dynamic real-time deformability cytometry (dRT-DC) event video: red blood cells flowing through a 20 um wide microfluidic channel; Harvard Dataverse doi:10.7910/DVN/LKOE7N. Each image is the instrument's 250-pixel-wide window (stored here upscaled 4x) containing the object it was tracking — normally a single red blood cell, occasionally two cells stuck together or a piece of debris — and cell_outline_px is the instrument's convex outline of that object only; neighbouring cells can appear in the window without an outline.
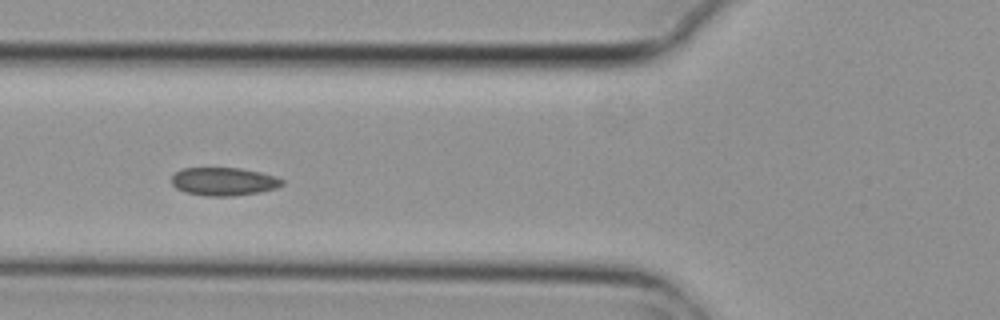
{"species": "common noctule bat (a hibernating species)", "species_latin": "Nyctalus noctula", "temperature_condition": "cold", "stored_images_in_passage": 8, "camera_frame_rate_fps": 3000, "um_per_image_px": 0.085, "animal": {"sex": "female", "body_mass_g": 29.2, "forearm_length_mm": 56.3}, "frame": {"image": 1, "passage_image": 4, "time_ms": 1.0, "image_size_px": [1000, 320], "cell_outline_px": [[284, 184], [276, 188], [260, 192], [232, 196], [208, 196], [184, 192], [176, 188], [172, 184], [172, 176], [176, 172], [184, 168], [240, 168], [260, 172], [276, 176], [284, 180]], "centroid_in_image_um": [19.04, 15.43], "position_along_channel_um": 106.8, "area_um2": 18.15}}
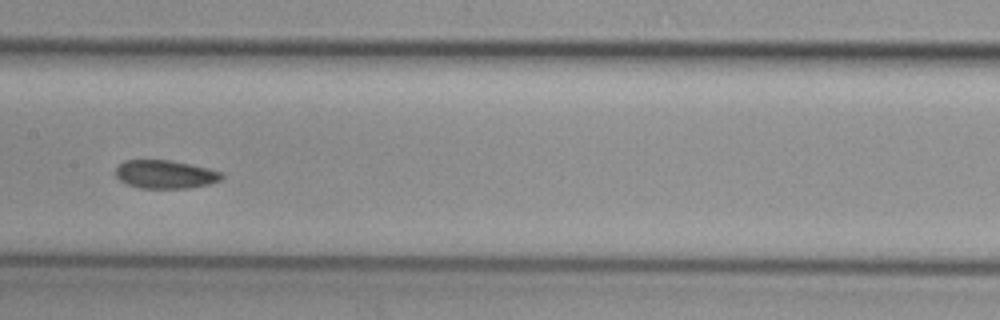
{"frame": {"image": 2, "passage_image": 6, "time_ms": 1.667, "image_size_px": [1000, 320], "cell_outline_px": [[224, 176], [220, 180], [208, 184], [188, 188], [140, 188], [128, 184], [120, 180], [116, 176], [116, 168], [124, 160], [168, 160], [208, 168], [220, 172]], "centroid_in_image_um": [14.03, 14.82], "position_along_channel_um": 193.4, "area_um2": 17.28}}
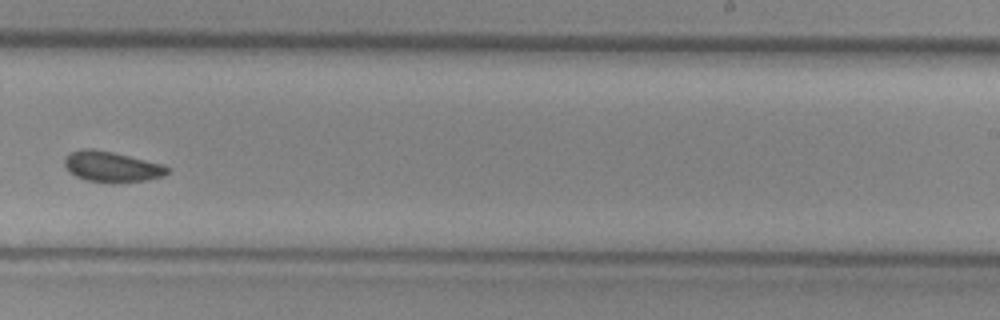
{"frame": {"image": 3, "passage_image": 8, "time_ms": 2.333, "image_size_px": [1000, 320], "cell_outline_px": [[168, 172], [164, 176], [144, 180], [88, 180], [76, 176], [68, 172], [64, 164], [64, 156], [80, 148], [92, 148], [112, 152], [164, 164], [168, 168]], "centroid_in_image_um": [9.45, 14.11], "position_along_channel_um": 279.5, "area_um2": 17.69}}